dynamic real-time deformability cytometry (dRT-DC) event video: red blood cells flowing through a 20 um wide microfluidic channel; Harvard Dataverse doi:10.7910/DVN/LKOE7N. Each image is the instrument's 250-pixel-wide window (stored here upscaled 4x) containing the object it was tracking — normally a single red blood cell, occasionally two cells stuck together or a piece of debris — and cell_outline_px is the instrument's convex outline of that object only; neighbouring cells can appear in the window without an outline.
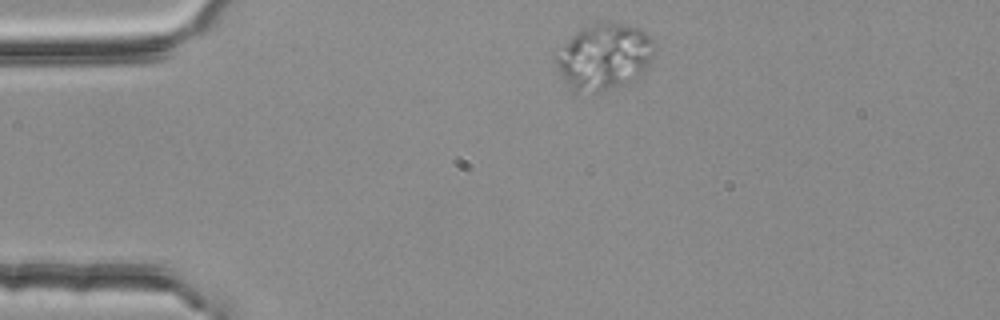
{"species": "common noctule bat (a hibernating species)", "species_latin": "Nyctalus noctula", "temperature_condition": "room temperature", "stored_images_in_passage": 1, "camera_frame_rate_fps": 3000, "um_per_image_px": 0.085, "animal": {"sex": "female", "body_mass_g": 25.1}, "frame": {"image": 1, "passage_image": 1, "time_ms": 0.0, "image_size_px": [1000, 320], "cell_outline_px": [[660, 48], [644, 72], [640, 76], [624, 84], [612, 88], [596, 92], [572, 92], [568, 88], [556, 64], [552, 52], [580, 28], [600, 20], [608, 20], [640, 28]], "centroid_in_image_um": [51.34, 4.78], "position_along_channel_um": 33.7, "area_um2": 39.25}}